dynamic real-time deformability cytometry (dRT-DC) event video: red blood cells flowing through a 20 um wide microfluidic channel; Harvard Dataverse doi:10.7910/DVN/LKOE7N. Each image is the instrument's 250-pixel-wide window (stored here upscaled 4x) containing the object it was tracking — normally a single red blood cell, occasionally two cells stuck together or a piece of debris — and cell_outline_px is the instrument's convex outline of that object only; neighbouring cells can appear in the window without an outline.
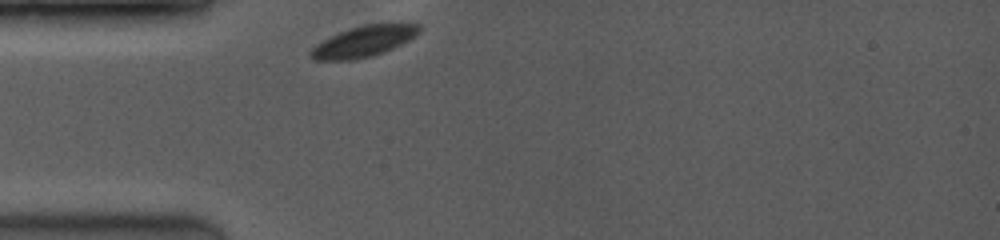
{"species": "common noctule bat (a hibernating species)", "species_latin": "Nyctalus noctula", "temperature_condition": "room temperature", "stored_images_in_passage": 38, "camera_frame_rate_fps": 3500, "um_per_image_px": 0.085, "animal": {"sex": "female", "body_mass_g": 19.0, "forearm_length_mm": 53.3}, "frame": {"image": 1, "passage_image": 1, "time_ms": 0.0, "image_size_px": [1000, 240], "cell_outline_px": [[420, 32], [408, 40], [392, 48], [372, 56], [352, 60], [312, 60], [308, 56], [308, 52], [316, 44], [328, 36], [348, 28], [364, 24], [420, 24]], "centroid_in_image_um": [30.82, 3.52], "position_along_channel_um": 54.2, "area_um2": 19.54}}
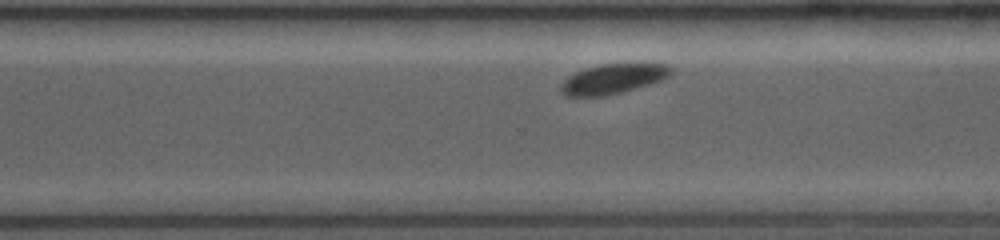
{"frame": {"image": 2, "passage_image": 28, "time_ms": 7.143, "image_size_px": [1000, 240], "cell_outline_px": [[672, 72], [668, 76], [660, 80], [648, 84], [620, 92], [604, 96], [564, 96], [560, 88], [560, 84], [568, 76], [576, 72], [600, 64], [668, 64], [672, 68]], "centroid_in_image_um": [52.07, 6.7], "position_along_channel_um": 318.5, "area_um2": 18.79}}
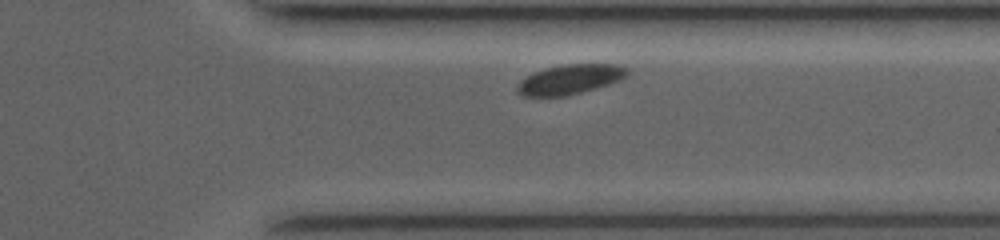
{"frame": {"image": 3, "passage_image": 33, "time_ms": 8.286, "image_size_px": [1000, 240], "cell_outline_px": [[628, 72], [620, 80], [596, 88], [564, 96], [524, 96], [516, 92], [516, 88], [520, 80], [536, 72], [548, 68], [564, 64], [620, 64], [628, 68]], "centroid_in_image_um": [48.45, 6.74], "position_along_channel_um": 362.9, "area_um2": 18.79}}